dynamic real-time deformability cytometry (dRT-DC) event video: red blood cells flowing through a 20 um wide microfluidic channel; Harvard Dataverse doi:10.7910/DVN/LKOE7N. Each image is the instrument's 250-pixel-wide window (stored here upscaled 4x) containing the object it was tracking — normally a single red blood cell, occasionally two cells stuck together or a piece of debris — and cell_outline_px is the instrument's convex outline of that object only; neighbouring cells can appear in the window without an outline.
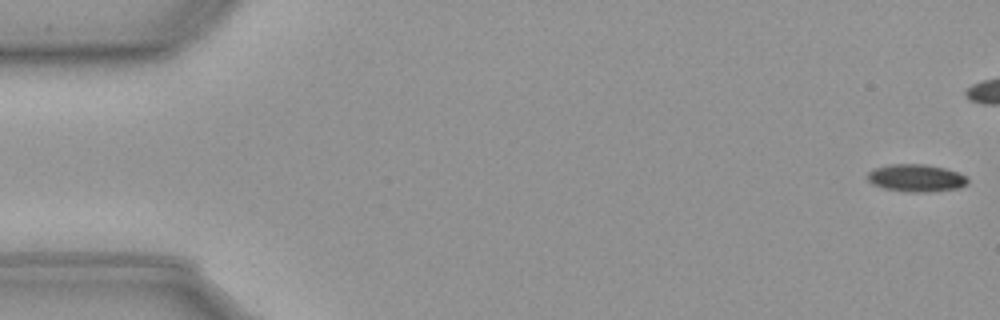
{"species": "common noctule bat (a hibernating species)", "species_latin": "Nyctalus noctula", "temperature_condition": "cold", "stored_images_in_passage": 45, "camera_frame_rate_fps": 3000, "um_per_image_px": 0.085, "animal": {"sex": "male", "body_mass_g": 23.1, "forearm_length_mm": 52.7}, "frame": {"image": 1, "passage_image": 1, "time_ms": 0.0, "image_size_px": [1000, 320], "cell_outline_px": [[968, 184], [956, 188], [924, 192], [908, 192], [884, 188], [872, 184], [868, 180], [868, 172], [872, 168], [888, 164], [924, 164], [944, 168], [956, 172], [964, 176], [968, 180]], "centroid_in_image_um": [77.81, 15.12], "position_along_channel_um": 7.2, "area_um2": 15.9}}
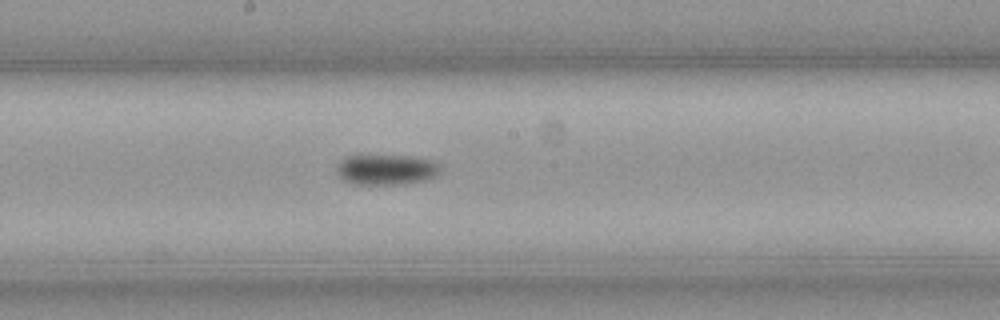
{"frame": {"image": 2, "passage_image": 30, "time_ms": 9.667, "image_size_px": [1000, 320], "cell_outline_px": [[440, 172], [424, 180], [404, 184], [356, 184], [344, 180], [336, 172], [336, 164], [340, 160], [348, 156], [360, 152], [412, 156], [432, 160], [440, 164]], "centroid_in_image_um": [32.77, 14.35], "position_along_channel_um": 215.4, "area_um2": 19.19}}
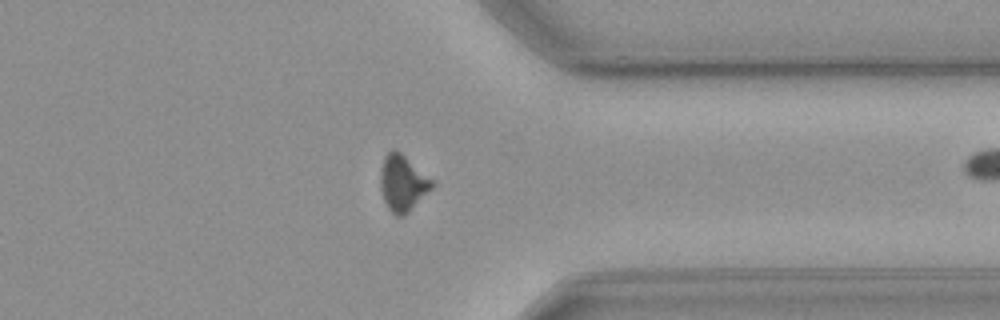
{"frame": {"image": 3, "passage_image": 44, "time_ms": 14.333, "image_size_px": [1000, 320], "cell_outline_px": [[436, 184], [404, 216], [396, 216], [388, 208], [384, 200], [380, 188], [380, 172], [384, 156], [392, 148], [400, 152], [436, 180]], "centroid_in_image_um": [34.25, 15.54], "position_along_channel_um": 377.1, "area_um2": 17.11}}